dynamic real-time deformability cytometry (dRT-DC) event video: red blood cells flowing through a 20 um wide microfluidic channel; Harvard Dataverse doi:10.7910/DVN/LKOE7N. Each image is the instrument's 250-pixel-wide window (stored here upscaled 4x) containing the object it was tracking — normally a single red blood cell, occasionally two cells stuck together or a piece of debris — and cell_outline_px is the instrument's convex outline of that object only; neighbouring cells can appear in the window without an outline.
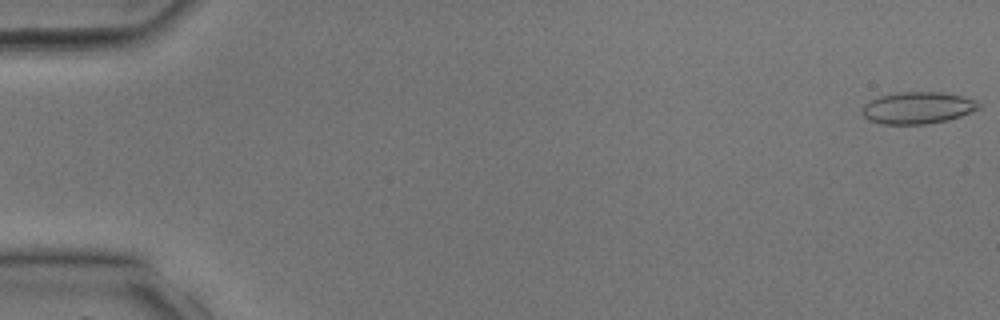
{"species": "common noctule bat (a hibernating species)", "species_latin": "Nyctalus noctula", "temperature_condition": "room temperature", "stored_images_in_passage": 7, "camera_frame_rate_fps": 3000, "um_per_image_px": 0.085, "animal": {"sex": "male", "body_mass_g": 17.9, "forearm_length_mm": 54.2}, "frame": {"image": 1, "passage_image": 1, "time_ms": 0.0, "image_size_px": [1000, 320], "cell_outline_px": [[980, 108], [972, 112], [948, 120], [928, 124], [880, 124], [868, 120], [864, 116], [864, 104], [880, 96], [900, 92], [944, 92], [964, 96], [976, 100], [980, 104]], "centroid_in_image_um": [78.05, 9.17], "position_along_channel_um": 6.9, "area_um2": 21.68}}